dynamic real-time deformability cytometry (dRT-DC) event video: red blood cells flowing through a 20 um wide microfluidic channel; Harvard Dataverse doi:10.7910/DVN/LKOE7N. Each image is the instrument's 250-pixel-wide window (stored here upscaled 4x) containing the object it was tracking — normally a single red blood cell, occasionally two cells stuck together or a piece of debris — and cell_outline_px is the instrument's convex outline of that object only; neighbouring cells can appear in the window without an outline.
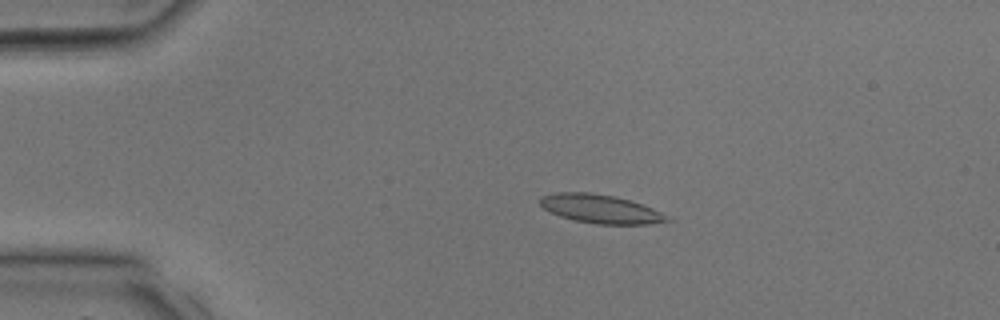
{"species": "common noctule bat (a hibernating species)", "species_latin": "Nyctalus noctula", "temperature_condition": "room temperature", "stored_images_in_passage": 30, "camera_frame_rate_fps": 3000, "um_per_image_px": 0.085, "animal": {"sex": "male", "body_mass_g": 17.9, "forearm_length_mm": 54.2}, "frame": {"image": 1, "passage_image": 4, "time_ms": 1.0, "image_size_px": [1000, 320], "cell_outline_px": [[676, 220], [648, 224], [596, 224], [572, 220], [560, 216], [544, 208], [540, 204], [540, 196], [556, 192], [592, 192], [616, 196], [632, 200], [652, 208]], "centroid_in_image_um": [51.07, 17.75], "position_along_channel_um": 33.9, "area_um2": 21.44}}
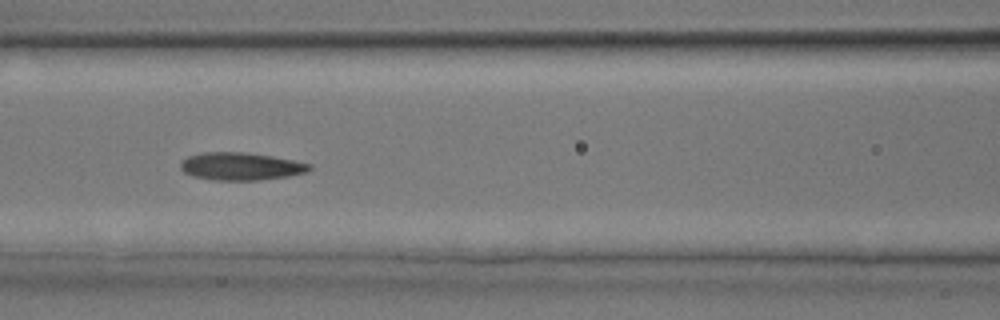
{"frame": {"image": 2, "passage_image": 12, "time_ms": 3.667, "image_size_px": [1000, 320], "cell_outline_px": [[312, 168], [304, 172], [288, 176], [260, 180], [212, 180], [192, 176], [184, 172], [180, 168], [180, 164], [188, 156], [204, 152], [240, 152], [272, 156], [312, 164]], "centroid_in_image_um": [20.45, 14.14], "position_along_channel_um": 146.2, "area_um2": 20.63}}
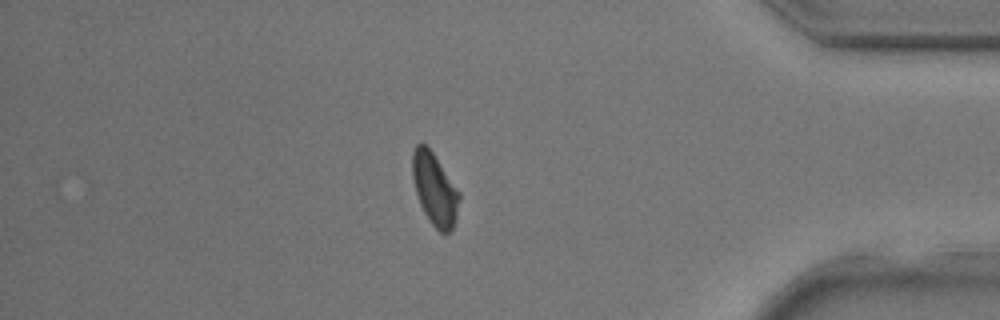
{"frame": {"image": 3, "passage_image": 26, "time_ms": 8.333, "image_size_px": [1000, 320], "cell_outline_px": [[460, 196], [456, 216], [452, 228], [448, 232], [440, 232], [432, 224], [424, 212], [420, 204], [416, 192], [412, 176], [412, 152], [416, 144], [424, 144], [432, 152], [460, 192]], "centroid_in_image_um": [36.93, 16.07], "position_along_channel_um": 398.3, "area_um2": 19.31}}